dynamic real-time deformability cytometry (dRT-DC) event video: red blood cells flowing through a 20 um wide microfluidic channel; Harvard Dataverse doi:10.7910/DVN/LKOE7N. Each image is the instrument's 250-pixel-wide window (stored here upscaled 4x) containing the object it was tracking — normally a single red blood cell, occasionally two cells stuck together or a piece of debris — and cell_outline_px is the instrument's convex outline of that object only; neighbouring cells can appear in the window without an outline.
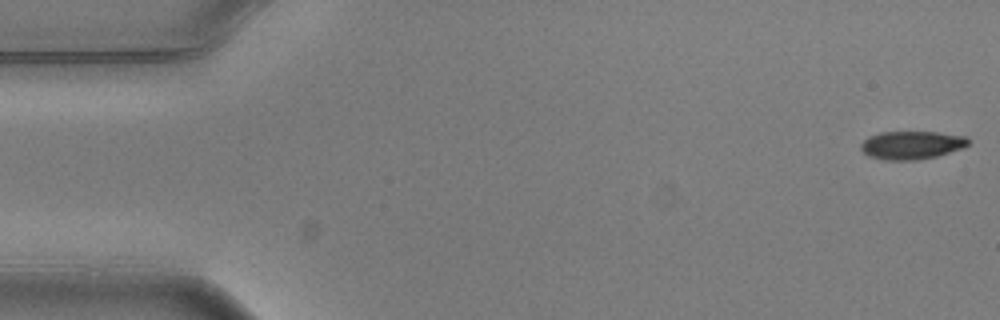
{"species": "common noctule bat (a hibernating species)", "species_latin": "Nyctalus noctula", "temperature_condition": "warm", "stored_images_in_passage": 5, "camera_frame_rate_fps": 3000, "um_per_image_px": 0.085, "animal": {"sex": "male", "body_mass_g": 20.5, "forearm_length_mm": 52.5}, "frame": {"image": 1, "passage_image": 1, "time_ms": 0.0, "image_size_px": [1000, 320], "cell_outline_px": [[968, 144], [964, 148], [936, 156], [916, 160], [884, 160], [868, 156], [860, 148], [860, 144], [868, 136], [880, 132], [936, 132], [968, 136]], "centroid_in_image_um": [77.48, 12.33], "position_along_channel_um": 7.5, "area_um2": 17.74}}
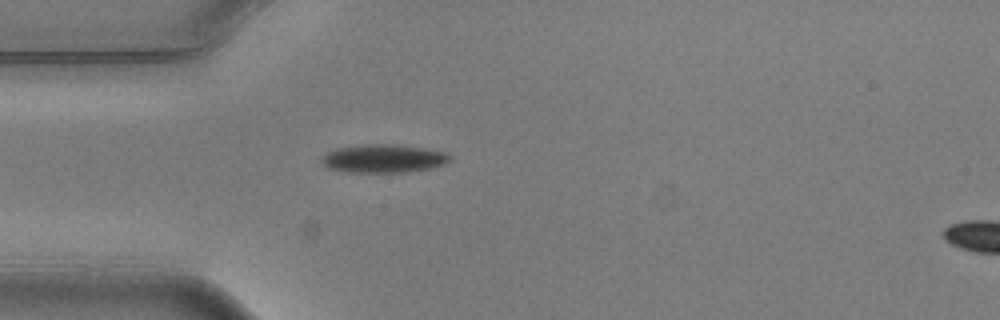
{"frame": {"image": 2, "passage_image": 5, "time_ms": 1.333, "image_size_px": [1000, 320], "cell_outline_px": [[452, 160], [444, 164], [432, 168], [408, 172], [348, 172], [328, 168], [320, 164], [320, 160], [328, 152], [336, 148], [364, 144], [396, 144], [424, 148], [448, 152], [452, 156]], "centroid_in_image_um": [32.63, 13.47], "position_along_channel_um": 52.4, "area_um2": 21.44}}